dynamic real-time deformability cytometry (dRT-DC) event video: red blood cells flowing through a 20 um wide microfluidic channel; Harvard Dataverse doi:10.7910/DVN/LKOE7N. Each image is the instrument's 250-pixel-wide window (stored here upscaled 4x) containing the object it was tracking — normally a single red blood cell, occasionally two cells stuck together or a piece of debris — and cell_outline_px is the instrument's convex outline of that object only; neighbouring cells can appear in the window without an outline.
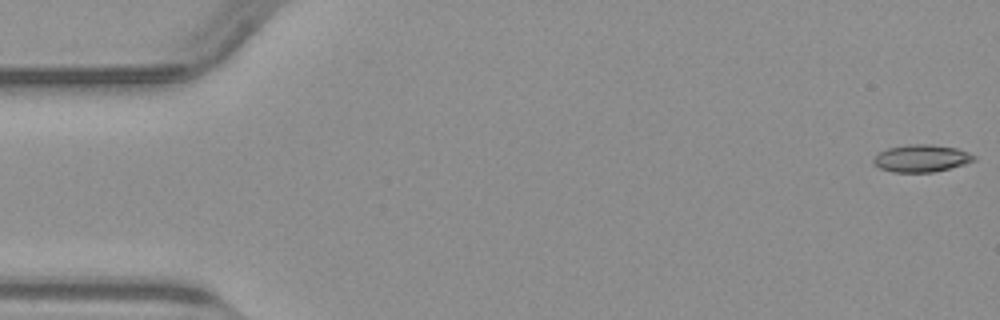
{"species": "common noctule bat (a hibernating species)", "species_latin": "Nyctalus noctula", "temperature_condition": "warm", "stored_images_in_passage": 50, "camera_frame_rate_fps": 3000, "um_per_image_px": 0.085, "animal": {"sex": "male", "body_mass_g": 23.1, "forearm_length_mm": 52.7}, "frame": {"image": 1, "passage_image": 1, "time_ms": 0.0, "image_size_px": [1000, 320], "cell_outline_px": [[976, 160], [964, 164], [932, 172], [892, 172], [880, 168], [872, 164], [872, 160], [880, 152], [888, 148], [908, 144], [932, 144], [956, 148], [968, 152], [976, 156]], "centroid_in_image_um": [78.31, 13.45], "position_along_channel_um": 6.7, "area_um2": 15.95}}
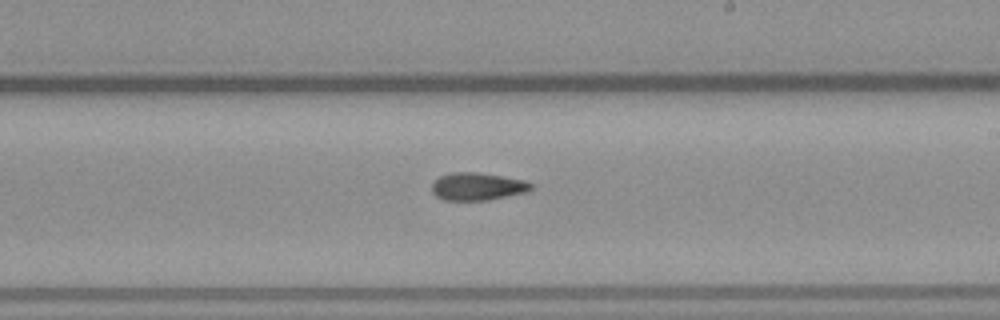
{"frame": {"image": 2, "passage_image": 29, "time_ms": 9.333, "image_size_px": [1000, 320], "cell_outline_px": [[532, 188], [524, 192], [488, 200], [444, 200], [436, 196], [432, 192], [432, 184], [440, 176], [452, 172], [476, 172], [524, 180], [532, 184]], "centroid_in_image_um": [40.54, 15.85], "position_along_channel_um": 248.5, "area_um2": 15.72}}
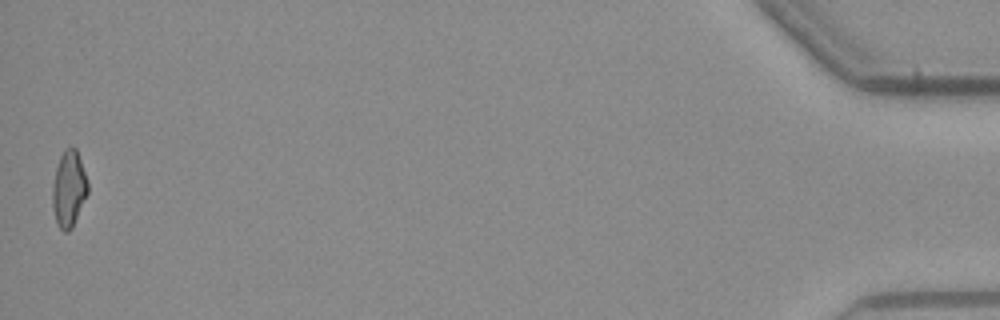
{"frame": {"image": 3, "passage_image": 50, "time_ms": 16.333, "image_size_px": [1000, 320], "cell_outline_px": [[88, 192], [72, 228], [68, 232], [64, 232], [56, 224], [52, 204], [52, 184], [56, 168], [60, 156], [64, 148], [76, 148], [88, 180]], "centroid_in_image_um": [5.84, 16.06], "position_along_channel_um": 429.4, "area_um2": 15.78}}